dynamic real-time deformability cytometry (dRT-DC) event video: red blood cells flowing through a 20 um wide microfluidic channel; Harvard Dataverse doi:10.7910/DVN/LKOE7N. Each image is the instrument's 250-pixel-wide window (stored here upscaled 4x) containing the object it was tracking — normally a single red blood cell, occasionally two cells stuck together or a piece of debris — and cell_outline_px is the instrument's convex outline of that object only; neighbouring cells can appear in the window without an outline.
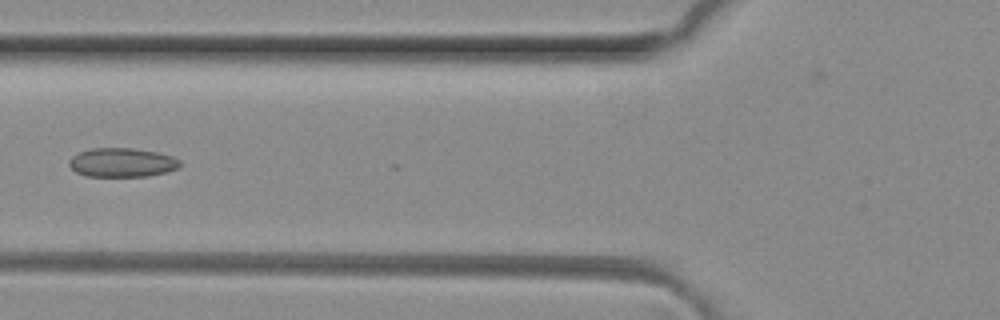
{"species": "common noctule bat (a hibernating species)", "species_latin": "Nyctalus noctula", "temperature_condition": "room temperature", "stored_images_in_passage": 7, "camera_frame_rate_fps": 3000, "um_per_image_px": 0.085, "animal": {"sex": "female", "body_mass_g": 29.2, "forearm_length_mm": 56.3}, "frame": {"image": 1, "passage_image": 6, "time_ms": 1.667, "image_size_px": [1000, 320], "cell_outline_px": [[180, 164], [176, 168], [164, 172], [148, 176], [88, 176], [76, 172], [68, 164], [68, 160], [72, 156], [80, 152], [92, 148], [132, 148], [160, 152], [172, 156], [180, 160]], "centroid_in_image_um": [10.36, 13.8], "position_along_channel_um": 115.4, "area_um2": 18.67}}
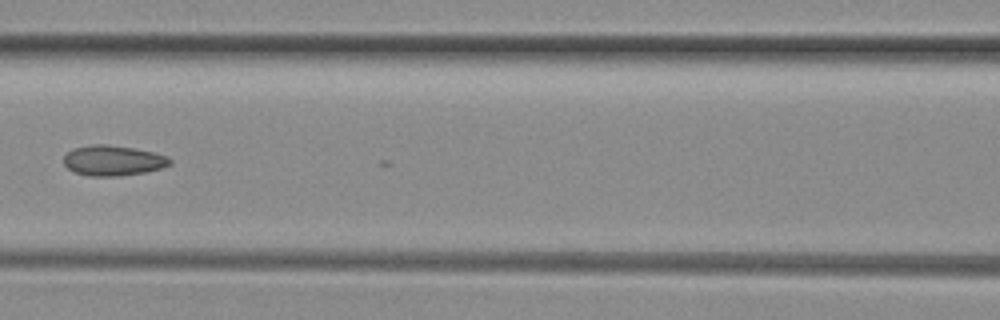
{"frame": {"image": 2, "passage_image": 7, "time_ms": 2.0, "image_size_px": [1000, 320], "cell_outline_px": [[172, 164], [160, 168], [144, 172], [120, 176], [88, 176], [76, 172], [68, 168], [64, 164], [64, 156], [72, 148], [92, 144], [108, 144], [132, 148], [152, 152], [168, 156], [172, 160]], "centroid_in_image_um": [9.6, 13.64], "position_along_channel_um": 157.0, "area_um2": 18.73}}